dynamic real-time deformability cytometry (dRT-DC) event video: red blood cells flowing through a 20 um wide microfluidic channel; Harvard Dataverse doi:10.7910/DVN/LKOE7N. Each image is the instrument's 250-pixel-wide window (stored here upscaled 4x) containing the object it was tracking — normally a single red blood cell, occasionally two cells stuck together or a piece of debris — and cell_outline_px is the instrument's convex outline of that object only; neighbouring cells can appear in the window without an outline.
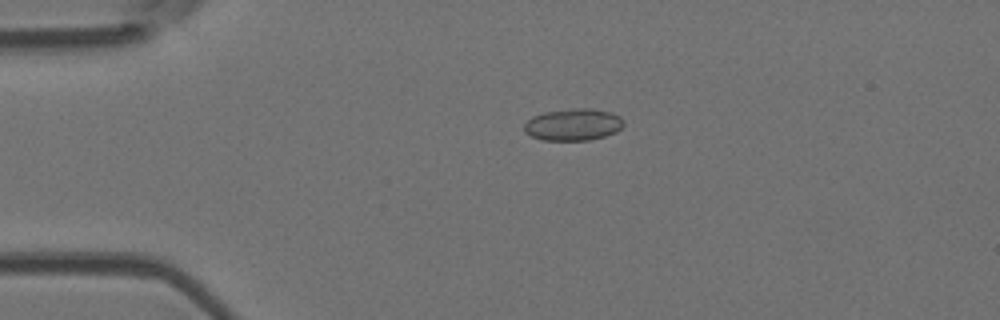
{"species": "Egyptian fruit bat (a non-hibernating species)", "species_latin": "Rousettus aegyptiacus", "temperature_condition": "room temperature", "stored_images_in_passage": 2, "camera_frame_rate_fps": 3000, "um_per_image_px": 0.085, "animal": {"sex": "female"}, "frame": {"image": 1, "passage_image": 1, "time_ms": 0.0, "image_size_px": [1000, 320], "cell_outline_px": [[624, 124], [616, 132], [592, 140], [540, 140], [524, 132], [524, 124], [532, 116], [544, 112], [572, 108], [592, 108], [612, 112], [620, 116]], "centroid_in_image_um": [48.72, 10.58], "position_along_channel_um": 36.3, "area_um2": 18.67}}